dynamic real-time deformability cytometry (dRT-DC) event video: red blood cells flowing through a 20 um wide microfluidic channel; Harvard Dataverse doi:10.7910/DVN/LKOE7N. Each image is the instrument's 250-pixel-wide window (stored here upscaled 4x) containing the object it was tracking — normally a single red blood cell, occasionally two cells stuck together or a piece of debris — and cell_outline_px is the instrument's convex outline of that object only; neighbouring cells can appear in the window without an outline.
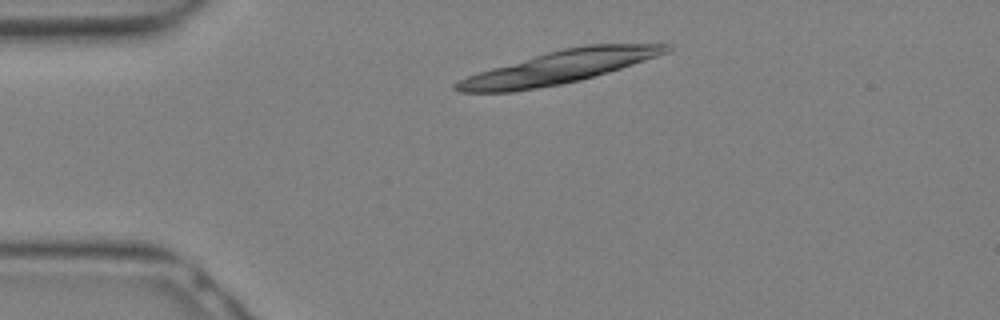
{"species": "Egyptian fruit bat (a non-hibernating species)", "species_latin": "Rousettus aegyptiacus", "temperature_condition": "warm", "stored_images_in_passage": 5, "segment_of_instrument_passage": [2, 2], "camera_frame_rate_fps": 3000, "um_per_image_px": 0.085, "animal": {"sex": "female"}, "frame": {"image": 1, "passage_image": 5, "time_ms": 1.333, "image_size_px": [1000, 320], "cell_outline_px": [[672, 48], [668, 52], [608, 72], [580, 80], [560, 84], [512, 92], [460, 92], [452, 88], [452, 84], [468, 76], [492, 68], [548, 52], [564, 48], [584, 44], [668, 44]], "centroid_in_image_um": [47.51, 5.72], "position_along_channel_um": 37.5, "area_um2": 39.36}}